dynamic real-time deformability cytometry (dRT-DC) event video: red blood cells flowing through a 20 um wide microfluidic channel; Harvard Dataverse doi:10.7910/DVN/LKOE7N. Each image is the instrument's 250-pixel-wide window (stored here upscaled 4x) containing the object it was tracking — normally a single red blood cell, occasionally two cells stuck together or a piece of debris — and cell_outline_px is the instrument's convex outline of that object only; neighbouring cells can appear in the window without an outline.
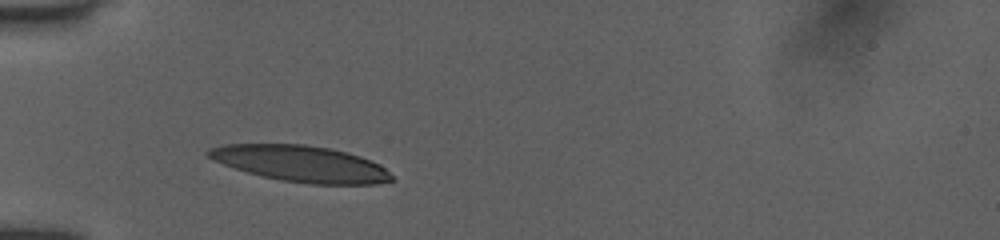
{"species": "human", "species_latin": "Homo sapiens", "temperature_condition": "room temperature", "stored_images_in_passage": 23, "camera_frame_rate_fps": 3000, "um_per_image_px": 0.085, "donor": {"sex": "female"}, "frame": {"image": 1, "passage_image": 1, "time_ms": 0.0, "image_size_px": [1000, 240], "cell_outline_px": [[392, 180], [376, 184], [312, 184], [280, 180], [248, 172], [224, 164], [208, 156], [204, 152], [208, 148], [224, 144], [304, 144], [332, 148], [348, 152], [360, 156], [380, 164], [392, 176]], "centroid_in_image_um": [25.58, 13.9], "position_along_channel_um": 59.4, "area_um2": 38.44}}
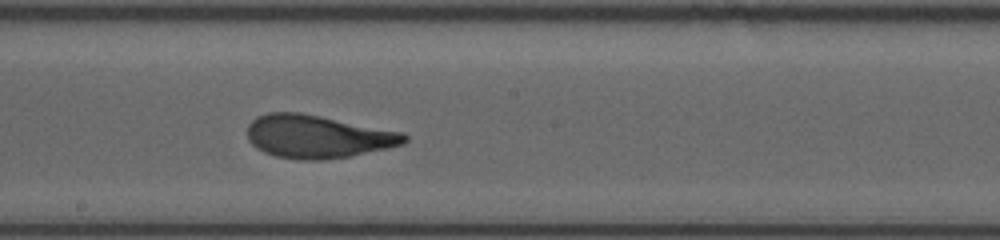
{"frame": {"image": 2, "passage_image": 14, "time_ms": 4.333, "image_size_px": [1000, 240], "cell_outline_px": [[408, 140], [404, 144], [388, 148], [352, 156], [324, 160], [300, 160], [276, 156], [264, 152], [256, 148], [248, 140], [248, 124], [256, 116], [268, 112], [300, 112], [400, 132], [408, 136]], "centroid_in_image_um": [26.96, 11.61], "position_along_channel_um": 221.2, "area_um2": 39.36}}
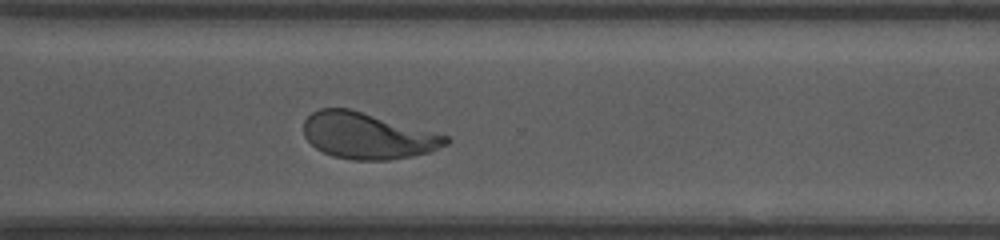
{"frame": {"image": 3, "passage_image": 23, "time_ms": 7.333, "image_size_px": [1000, 240], "cell_outline_px": [[452, 140], [448, 144], [432, 152], [412, 156], [388, 160], [352, 160], [332, 156], [316, 148], [304, 136], [304, 120], [312, 112], [320, 108], [348, 108], [448, 136]], "centroid_in_image_um": [31.25, 11.55], "position_along_channel_um": 339.4, "area_um2": 38.15}}